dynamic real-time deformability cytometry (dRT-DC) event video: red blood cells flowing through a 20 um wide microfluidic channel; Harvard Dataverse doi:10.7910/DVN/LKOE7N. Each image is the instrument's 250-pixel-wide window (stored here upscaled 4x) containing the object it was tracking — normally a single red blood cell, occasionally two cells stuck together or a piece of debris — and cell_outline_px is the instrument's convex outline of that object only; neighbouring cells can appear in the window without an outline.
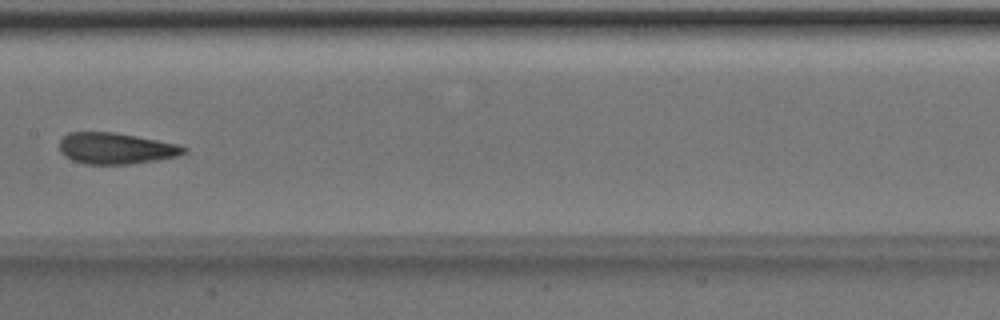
{"species": "Egyptian fruit bat (a non-hibernating species)", "species_latin": "Rousettus aegyptiacus", "temperature_condition": "room temperature", "stored_images_in_passage": 6, "camera_frame_rate_fps": 3000, "um_per_image_px": 0.085, "animal": {"sex": "male"}, "frame": {"image": 1, "passage_image": 6, "time_ms": 1.667, "image_size_px": [1000, 320], "cell_outline_px": [[188, 152], [176, 156], [156, 160], [132, 164], [84, 164], [72, 160], [64, 156], [60, 152], [60, 140], [68, 132], [116, 132], [176, 144], [188, 148]], "centroid_in_image_um": [9.83, 12.61], "position_along_channel_um": 197.6, "area_um2": 22.66}}